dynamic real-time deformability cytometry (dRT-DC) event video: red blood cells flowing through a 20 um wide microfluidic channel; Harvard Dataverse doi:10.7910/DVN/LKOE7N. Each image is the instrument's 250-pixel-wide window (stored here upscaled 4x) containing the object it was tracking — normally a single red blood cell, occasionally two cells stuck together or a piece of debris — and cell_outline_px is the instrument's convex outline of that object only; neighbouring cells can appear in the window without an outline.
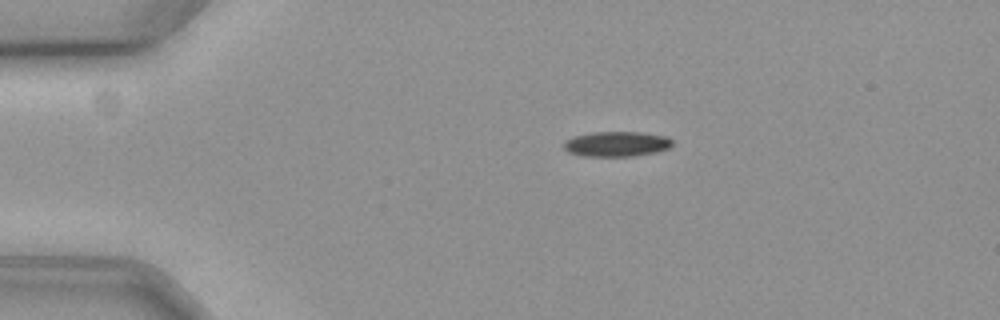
{"species": "common noctule bat (a hibernating species)", "species_latin": "Nyctalus noctula", "temperature_condition": "cold", "stored_images_in_passage": 7, "camera_frame_rate_fps": 3000, "um_per_image_px": 0.085, "animal": {"sex": "female", "body_mass_g": 19.3, "forearm_length_mm": 54.1}, "frame": {"image": 1, "passage_image": 3, "time_ms": 0.667, "image_size_px": [1000, 320], "cell_outline_px": [[672, 144], [668, 148], [656, 152], [632, 156], [584, 156], [568, 152], [564, 148], [564, 144], [568, 140], [576, 136], [592, 132], [644, 132], [668, 136], [672, 140]], "centroid_in_image_um": [52.46, 12.23], "position_along_channel_um": 32.5, "area_um2": 15.78}}